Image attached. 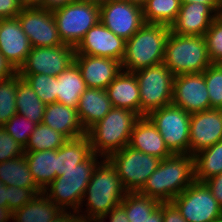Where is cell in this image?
Returning <instances> with one entry per match:
<instances>
[{
    "instance_id": "6da1fadb",
    "label": "cell",
    "mask_w": 222,
    "mask_h": 222,
    "mask_svg": "<svg viewBox=\"0 0 222 222\" xmlns=\"http://www.w3.org/2000/svg\"><path fill=\"white\" fill-rule=\"evenodd\" d=\"M194 181V157L190 154H172L160 161L138 193L160 202H171Z\"/></svg>"
},
{
    "instance_id": "7a4b0ae2",
    "label": "cell",
    "mask_w": 222,
    "mask_h": 222,
    "mask_svg": "<svg viewBox=\"0 0 222 222\" xmlns=\"http://www.w3.org/2000/svg\"><path fill=\"white\" fill-rule=\"evenodd\" d=\"M126 193L117 171L104 158L94 169L77 214L81 219L103 217L122 202Z\"/></svg>"
},
{
    "instance_id": "3957f363",
    "label": "cell",
    "mask_w": 222,
    "mask_h": 222,
    "mask_svg": "<svg viewBox=\"0 0 222 222\" xmlns=\"http://www.w3.org/2000/svg\"><path fill=\"white\" fill-rule=\"evenodd\" d=\"M170 27L145 23L130 39L126 40L122 70H137L163 63L164 51Z\"/></svg>"
},
{
    "instance_id": "277c9868",
    "label": "cell",
    "mask_w": 222,
    "mask_h": 222,
    "mask_svg": "<svg viewBox=\"0 0 222 222\" xmlns=\"http://www.w3.org/2000/svg\"><path fill=\"white\" fill-rule=\"evenodd\" d=\"M140 116L125 108L113 107L88 131L92 152L107 158L129 145L132 129Z\"/></svg>"
},
{
    "instance_id": "5b68a950",
    "label": "cell",
    "mask_w": 222,
    "mask_h": 222,
    "mask_svg": "<svg viewBox=\"0 0 222 222\" xmlns=\"http://www.w3.org/2000/svg\"><path fill=\"white\" fill-rule=\"evenodd\" d=\"M103 159L92 153L85 161L56 177L43 193L61 210L78 212L94 169Z\"/></svg>"
},
{
    "instance_id": "8992f818",
    "label": "cell",
    "mask_w": 222,
    "mask_h": 222,
    "mask_svg": "<svg viewBox=\"0 0 222 222\" xmlns=\"http://www.w3.org/2000/svg\"><path fill=\"white\" fill-rule=\"evenodd\" d=\"M163 63L175 76L203 73L212 64L204 36H184L170 31Z\"/></svg>"
},
{
    "instance_id": "52a82bcc",
    "label": "cell",
    "mask_w": 222,
    "mask_h": 222,
    "mask_svg": "<svg viewBox=\"0 0 222 222\" xmlns=\"http://www.w3.org/2000/svg\"><path fill=\"white\" fill-rule=\"evenodd\" d=\"M134 73L140 92V117L172 104L175 75L164 63L143 68Z\"/></svg>"
},
{
    "instance_id": "ba28073f",
    "label": "cell",
    "mask_w": 222,
    "mask_h": 222,
    "mask_svg": "<svg viewBox=\"0 0 222 222\" xmlns=\"http://www.w3.org/2000/svg\"><path fill=\"white\" fill-rule=\"evenodd\" d=\"M117 171L124 190L136 193L157 169L161 159L140 152L129 145L106 158Z\"/></svg>"
},
{
    "instance_id": "9c48e42d",
    "label": "cell",
    "mask_w": 222,
    "mask_h": 222,
    "mask_svg": "<svg viewBox=\"0 0 222 222\" xmlns=\"http://www.w3.org/2000/svg\"><path fill=\"white\" fill-rule=\"evenodd\" d=\"M52 13L62 42L74 47L100 21V5L86 1L77 0Z\"/></svg>"
},
{
    "instance_id": "30bf717a",
    "label": "cell",
    "mask_w": 222,
    "mask_h": 222,
    "mask_svg": "<svg viewBox=\"0 0 222 222\" xmlns=\"http://www.w3.org/2000/svg\"><path fill=\"white\" fill-rule=\"evenodd\" d=\"M190 116L191 114L173 104L147 115L172 154H189Z\"/></svg>"
},
{
    "instance_id": "8fae6325",
    "label": "cell",
    "mask_w": 222,
    "mask_h": 222,
    "mask_svg": "<svg viewBox=\"0 0 222 222\" xmlns=\"http://www.w3.org/2000/svg\"><path fill=\"white\" fill-rule=\"evenodd\" d=\"M171 202L187 222H216L222 219V207L204 182L195 180Z\"/></svg>"
},
{
    "instance_id": "7c38bea8",
    "label": "cell",
    "mask_w": 222,
    "mask_h": 222,
    "mask_svg": "<svg viewBox=\"0 0 222 222\" xmlns=\"http://www.w3.org/2000/svg\"><path fill=\"white\" fill-rule=\"evenodd\" d=\"M16 17L32 47H54L64 44L52 11L38 6L23 7Z\"/></svg>"
},
{
    "instance_id": "4fadbf2b",
    "label": "cell",
    "mask_w": 222,
    "mask_h": 222,
    "mask_svg": "<svg viewBox=\"0 0 222 222\" xmlns=\"http://www.w3.org/2000/svg\"><path fill=\"white\" fill-rule=\"evenodd\" d=\"M75 53V47L65 43L54 47H32L17 72L58 76L74 62Z\"/></svg>"
},
{
    "instance_id": "5bb4252c",
    "label": "cell",
    "mask_w": 222,
    "mask_h": 222,
    "mask_svg": "<svg viewBox=\"0 0 222 222\" xmlns=\"http://www.w3.org/2000/svg\"><path fill=\"white\" fill-rule=\"evenodd\" d=\"M100 21L125 41L145 24L142 7L125 0H109L101 4Z\"/></svg>"
},
{
    "instance_id": "9a60e30c",
    "label": "cell",
    "mask_w": 222,
    "mask_h": 222,
    "mask_svg": "<svg viewBox=\"0 0 222 222\" xmlns=\"http://www.w3.org/2000/svg\"><path fill=\"white\" fill-rule=\"evenodd\" d=\"M172 104L189 114L211 109L204 74L190 73L175 76Z\"/></svg>"
},
{
    "instance_id": "2e32d148",
    "label": "cell",
    "mask_w": 222,
    "mask_h": 222,
    "mask_svg": "<svg viewBox=\"0 0 222 222\" xmlns=\"http://www.w3.org/2000/svg\"><path fill=\"white\" fill-rule=\"evenodd\" d=\"M126 41L105 27L101 21L90 28L75 47V54L107 57L122 62Z\"/></svg>"
},
{
    "instance_id": "e0dca14e",
    "label": "cell",
    "mask_w": 222,
    "mask_h": 222,
    "mask_svg": "<svg viewBox=\"0 0 222 222\" xmlns=\"http://www.w3.org/2000/svg\"><path fill=\"white\" fill-rule=\"evenodd\" d=\"M222 140V109L211 108L190 116L189 154L195 155Z\"/></svg>"
},
{
    "instance_id": "ac0fdd59",
    "label": "cell",
    "mask_w": 222,
    "mask_h": 222,
    "mask_svg": "<svg viewBox=\"0 0 222 222\" xmlns=\"http://www.w3.org/2000/svg\"><path fill=\"white\" fill-rule=\"evenodd\" d=\"M31 48L17 17L0 19V53L16 71L24 64Z\"/></svg>"
},
{
    "instance_id": "d6986e66",
    "label": "cell",
    "mask_w": 222,
    "mask_h": 222,
    "mask_svg": "<svg viewBox=\"0 0 222 222\" xmlns=\"http://www.w3.org/2000/svg\"><path fill=\"white\" fill-rule=\"evenodd\" d=\"M74 62L80 68L87 88L104 89L121 73L120 61L107 57L75 54Z\"/></svg>"
},
{
    "instance_id": "ffe728a7",
    "label": "cell",
    "mask_w": 222,
    "mask_h": 222,
    "mask_svg": "<svg viewBox=\"0 0 222 222\" xmlns=\"http://www.w3.org/2000/svg\"><path fill=\"white\" fill-rule=\"evenodd\" d=\"M218 14L202 3H181L176 21L170 26L174 34L204 36Z\"/></svg>"
},
{
    "instance_id": "44dd1931",
    "label": "cell",
    "mask_w": 222,
    "mask_h": 222,
    "mask_svg": "<svg viewBox=\"0 0 222 222\" xmlns=\"http://www.w3.org/2000/svg\"><path fill=\"white\" fill-rule=\"evenodd\" d=\"M129 146L161 160L172 155L166 147L162 135L147 116L140 117L135 123Z\"/></svg>"
},
{
    "instance_id": "7402d4cb",
    "label": "cell",
    "mask_w": 222,
    "mask_h": 222,
    "mask_svg": "<svg viewBox=\"0 0 222 222\" xmlns=\"http://www.w3.org/2000/svg\"><path fill=\"white\" fill-rule=\"evenodd\" d=\"M42 123L63 134L67 139H74L87 134L77 108H70L59 102L47 104Z\"/></svg>"
},
{
    "instance_id": "603a6c76",
    "label": "cell",
    "mask_w": 222,
    "mask_h": 222,
    "mask_svg": "<svg viewBox=\"0 0 222 222\" xmlns=\"http://www.w3.org/2000/svg\"><path fill=\"white\" fill-rule=\"evenodd\" d=\"M106 91L113 107L125 108L140 116V92L134 72L122 70Z\"/></svg>"
},
{
    "instance_id": "cb8c5ba5",
    "label": "cell",
    "mask_w": 222,
    "mask_h": 222,
    "mask_svg": "<svg viewBox=\"0 0 222 222\" xmlns=\"http://www.w3.org/2000/svg\"><path fill=\"white\" fill-rule=\"evenodd\" d=\"M113 108L107 91L99 88H87L80 96L77 112L81 123L88 131Z\"/></svg>"
},
{
    "instance_id": "d4e9b609",
    "label": "cell",
    "mask_w": 222,
    "mask_h": 222,
    "mask_svg": "<svg viewBox=\"0 0 222 222\" xmlns=\"http://www.w3.org/2000/svg\"><path fill=\"white\" fill-rule=\"evenodd\" d=\"M57 77V102L77 108L80 96L87 89L78 65L73 62Z\"/></svg>"
},
{
    "instance_id": "484cf974",
    "label": "cell",
    "mask_w": 222,
    "mask_h": 222,
    "mask_svg": "<svg viewBox=\"0 0 222 222\" xmlns=\"http://www.w3.org/2000/svg\"><path fill=\"white\" fill-rule=\"evenodd\" d=\"M29 170L43 191L57 177V149L25 152Z\"/></svg>"
},
{
    "instance_id": "4316f807",
    "label": "cell",
    "mask_w": 222,
    "mask_h": 222,
    "mask_svg": "<svg viewBox=\"0 0 222 222\" xmlns=\"http://www.w3.org/2000/svg\"><path fill=\"white\" fill-rule=\"evenodd\" d=\"M91 141L87 134L68 139L57 149V177L64 171L74 168L75 165L85 161L91 154Z\"/></svg>"
},
{
    "instance_id": "83f0119b",
    "label": "cell",
    "mask_w": 222,
    "mask_h": 222,
    "mask_svg": "<svg viewBox=\"0 0 222 222\" xmlns=\"http://www.w3.org/2000/svg\"><path fill=\"white\" fill-rule=\"evenodd\" d=\"M62 210L44 193L36 195L23 207L13 212V222H50Z\"/></svg>"
},
{
    "instance_id": "f1b7e54d",
    "label": "cell",
    "mask_w": 222,
    "mask_h": 222,
    "mask_svg": "<svg viewBox=\"0 0 222 222\" xmlns=\"http://www.w3.org/2000/svg\"><path fill=\"white\" fill-rule=\"evenodd\" d=\"M46 105L37 93L22 78L18 80L16 91L17 114L23 115L35 124L42 123Z\"/></svg>"
},
{
    "instance_id": "f546056e",
    "label": "cell",
    "mask_w": 222,
    "mask_h": 222,
    "mask_svg": "<svg viewBox=\"0 0 222 222\" xmlns=\"http://www.w3.org/2000/svg\"><path fill=\"white\" fill-rule=\"evenodd\" d=\"M0 182L15 187L39 188L24 155L0 162Z\"/></svg>"
},
{
    "instance_id": "4dcf8cb0",
    "label": "cell",
    "mask_w": 222,
    "mask_h": 222,
    "mask_svg": "<svg viewBox=\"0 0 222 222\" xmlns=\"http://www.w3.org/2000/svg\"><path fill=\"white\" fill-rule=\"evenodd\" d=\"M195 180L204 182L222 173V140L193 155Z\"/></svg>"
},
{
    "instance_id": "1f68e13d",
    "label": "cell",
    "mask_w": 222,
    "mask_h": 222,
    "mask_svg": "<svg viewBox=\"0 0 222 222\" xmlns=\"http://www.w3.org/2000/svg\"><path fill=\"white\" fill-rule=\"evenodd\" d=\"M180 8L181 0H146L142 6L144 22L170 27L176 21Z\"/></svg>"
},
{
    "instance_id": "d6a6232c",
    "label": "cell",
    "mask_w": 222,
    "mask_h": 222,
    "mask_svg": "<svg viewBox=\"0 0 222 222\" xmlns=\"http://www.w3.org/2000/svg\"><path fill=\"white\" fill-rule=\"evenodd\" d=\"M67 140L60 132H57L44 123H40L31 133L24 152L55 150L60 148Z\"/></svg>"
},
{
    "instance_id": "836d02e7",
    "label": "cell",
    "mask_w": 222,
    "mask_h": 222,
    "mask_svg": "<svg viewBox=\"0 0 222 222\" xmlns=\"http://www.w3.org/2000/svg\"><path fill=\"white\" fill-rule=\"evenodd\" d=\"M121 204L124 206L130 222H145L161 202L136 192L126 193Z\"/></svg>"
},
{
    "instance_id": "e575fe53",
    "label": "cell",
    "mask_w": 222,
    "mask_h": 222,
    "mask_svg": "<svg viewBox=\"0 0 222 222\" xmlns=\"http://www.w3.org/2000/svg\"><path fill=\"white\" fill-rule=\"evenodd\" d=\"M20 78L21 76L16 72L12 76L0 80V126L17 114L16 91Z\"/></svg>"
},
{
    "instance_id": "d590c367",
    "label": "cell",
    "mask_w": 222,
    "mask_h": 222,
    "mask_svg": "<svg viewBox=\"0 0 222 222\" xmlns=\"http://www.w3.org/2000/svg\"><path fill=\"white\" fill-rule=\"evenodd\" d=\"M45 104L57 102V77L46 74H19Z\"/></svg>"
},
{
    "instance_id": "8d00e7d4",
    "label": "cell",
    "mask_w": 222,
    "mask_h": 222,
    "mask_svg": "<svg viewBox=\"0 0 222 222\" xmlns=\"http://www.w3.org/2000/svg\"><path fill=\"white\" fill-rule=\"evenodd\" d=\"M36 126L37 124L31 122L25 116L15 114L2 127L11 137L25 148L31 133L35 130Z\"/></svg>"
},
{
    "instance_id": "74e56055",
    "label": "cell",
    "mask_w": 222,
    "mask_h": 222,
    "mask_svg": "<svg viewBox=\"0 0 222 222\" xmlns=\"http://www.w3.org/2000/svg\"><path fill=\"white\" fill-rule=\"evenodd\" d=\"M211 108L222 109V69L212 63L204 72Z\"/></svg>"
},
{
    "instance_id": "f35d334b",
    "label": "cell",
    "mask_w": 222,
    "mask_h": 222,
    "mask_svg": "<svg viewBox=\"0 0 222 222\" xmlns=\"http://www.w3.org/2000/svg\"><path fill=\"white\" fill-rule=\"evenodd\" d=\"M208 55L212 63L222 58V15H218L204 35Z\"/></svg>"
},
{
    "instance_id": "ab89813d",
    "label": "cell",
    "mask_w": 222,
    "mask_h": 222,
    "mask_svg": "<svg viewBox=\"0 0 222 222\" xmlns=\"http://www.w3.org/2000/svg\"><path fill=\"white\" fill-rule=\"evenodd\" d=\"M40 193H43L40 188H23L8 185L7 208L13 213Z\"/></svg>"
},
{
    "instance_id": "60d3db41",
    "label": "cell",
    "mask_w": 222,
    "mask_h": 222,
    "mask_svg": "<svg viewBox=\"0 0 222 222\" xmlns=\"http://www.w3.org/2000/svg\"><path fill=\"white\" fill-rule=\"evenodd\" d=\"M24 147L0 126V162L24 155Z\"/></svg>"
},
{
    "instance_id": "b9f144b4",
    "label": "cell",
    "mask_w": 222,
    "mask_h": 222,
    "mask_svg": "<svg viewBox=\"0 0 222 222\" xmlns=\"http://www.w3.org/2000/svg\"><path fill=\"white\" fill-rule=\"evenodd\" d=\"M23 7L20 0H0V19L16 17Z\"/></svg>"
},
{
    "instance_id": "7bdbcfd3",
    "label": "cell",
    "mask_w": 222,
    "mask_h": 222,
    "mask_svg": "<svg viewBox=\"0 0 222 222\" xmlns=\"http://www.w3.org/2000/svg\"><path fill=\"white\" fill-rule=\"evenodd\" d=\"M163 222H187L172 202H162Z\"/></svg>"
},
{
    "instance_id": "ee69618b",
    "label": "cell",
    "mask_w": 222,
    "mask_h": 222,
    "mask_svg": "<svg viewBox=\"0 0 222 222\" xmlns=\"http://www.w3.org/2000/svg\"><path fill=\"white\" fill-rule=\"evenodd\" d=\"M204 183L212 192L217 203L222 207V173L205 180Z\"/></svg>"
},
{
    "instance_id": "f6af8a7d",
    "label": "cell",
    "mask_w": 222,
    "mask_h": 222,
    "mask_svg": "<svg viewBox=\"0 0 222 222\" xmlns=\"http://www.w3.org/2000/svg\"><path fill=\"white\" fill-rule=\"evenodd\" d=\"M108 222H130L124 206L120 203L104 216Z\"/></svg>"
},
{
    "instance_id": "bcb514c9",
    "label": "cell",
    "mask_w": 222,
    "mask_h": 222,
    "mask_svg": "<svg viewBox=\"0 0 222 222\" xmlns=\"http://www.w3.org/2000/svg\"><path fill=\"white\" fill-rule=\"evenodd\" d=\"M50 222H81V217L77 212L62 210Z\"/></svg>"
},
{
    "instance_id": "7dc6e473",
    "label": "cell",
    "mask_w": 222,
    "mask_h": 222,
    "mask_svg": "<svg viewBox=\"0 0 222 222\" xmlns=\"http://www.w3.org/2000/svg\"><path fill=\"white\" fill-rule=\"evenodd\" d=\"M77 0H41L38 7L43 8L45 10L54 11L55 9L61 8L75 2Z\"/></svg>"
},
{
    "instance_id": "c3c4849f",
    "label": "cell",
    "mask_w": 222,
    "mask_h": 222,
    "mask_svg": "<svg viewBox=\"0 0 222 222\" xmlns=\"http://www.w3.org/2000/svg\"><path fill=\"white\" fill-rule=\"evenodd\" d=\"M16 72L17 71L11 66V64L0 53V80L10 77Z\"/></svg>"
},
{
    "instance_id": "681fc988",
    "label": "cell",
    "mask_w": 222,
    "mask_h": 222,
    "mask_svg": "<svg viewBox=\"0 0 222 222\" xmlns=\"http://www.w3.org/2000/svg\"><path fill=\"white\" fill-rule=\"evenodd\" d=\"M194 2L209 5L218 15H222V0H181V3Z\"/></svg>"
},
{
    "instance_id": "f907efd6",
    "label": "cell",
    "mask_w": 222,
    "mask_h": 222,
    "mask_svg": "<svg viewBox=\"0 0 222 222\" xmlns=\"http://www.w3.org/2000/svg\"><path fill=\"white\" fill-rule=\"evenodd\" d=\"M145 222H163L162 202L161 204L147 217Z\"/></svg>"
},
{
    "instance_id": "816d5d0a",
    "label": "cell",
    "mask_w": 222,
    "mask_h": 222,
    "mask_svg": "<svg viewBox=\"0 0 222 222\" xmlns=\"http://www.w3.org/2000/svg\"><path fill=\"white\" fill-rule=\"evenodd\" d=\"M8 202V185L0 182V206L7 207Z\"/></svg>"
},
{
    "instance_id": "f5cc1de1",
    "label": "cell",
    "mask_w": 222,
    "mask_h": 222,
    "mask_svg": "<svg viewBox=\"0 0 222 222\" xmlns=\"http://www.w3.org/2000/svg\"><path fill=\"white\" fill-rule=\"evenodd\" d=\"M13 213L7 207L0 206V222H11Z\"/></svg>"
},
{
    "instance_id": "db71d44e",
    "label": "cell",
    "mask_w": 222,
    "mask_h": 222,
    "mask_svg": "<svg viewBox=\"0 0 222 222\" xmlns=\"http://www.w3.org/2000/svg\"><path fill=\"white\" fill-rule=\"evenodd\" d=\"M24 7L39 6L41 0H20Z\"/></svg>"
},
{
    "instance_id": "11a10c76",
    "label": "cell",
    "mask_w": 222,
    "mask_h": 222,
    "mask_svg": "<svg viewBox=\"0 0 222 222\" xmlns=\"http://www.w3.org/2000/svg\"><path fill=\"white\" fill-rule=\"evenodd\" d=\"M81 222H108V221L103 216V217H90L87 219H81Z\"/></svg>"
},
{
    "instance_id": "9f6ffc18",
    "label": "cell",
    "mask_w": 222,
    "mask_h": 222,
    "mask_svg": "<svg viewBox=\"0 0 222 222\" xmlns=\"http://www.w3.org/2000/svg\"><path fill=\"white\" fill-rule=\"evenodd\" d=\"M129 3H133V4H136V5H139V6H143L146 2V0H125Z\"/></svg>"
},
{
    "instance_id": "6f0895ef",
    "label": "cell",
    "mask_w": 222,
    "mask_h": 222,
    "mask_svg": "<svg viewBox=\"0 0 222 222\" xmlns=\"http://www.w3.org/2000/svg\"><path fill=\"white\" fill-rule=\"evenodd\" d=\"M79 1H86V2H91V3H95V4H98V5H101L103 3H106L109 0H79Z\"/></svg>"
},
{
    "instance_id": "680465c9",
    "label": "cell",
    "mask_w": 222,
    "mask_h": 222,
    "mask_svg": "<svg viewBox=\"0 0 222 222\" xmlns=\"http://www.w3.org/2000/svg\"><path fill=\"white\" fill-rule=\"evenodd\" d=\"M215 64H217L222 69V58L218 60Z\"/></svg>"
}]
</instances>
